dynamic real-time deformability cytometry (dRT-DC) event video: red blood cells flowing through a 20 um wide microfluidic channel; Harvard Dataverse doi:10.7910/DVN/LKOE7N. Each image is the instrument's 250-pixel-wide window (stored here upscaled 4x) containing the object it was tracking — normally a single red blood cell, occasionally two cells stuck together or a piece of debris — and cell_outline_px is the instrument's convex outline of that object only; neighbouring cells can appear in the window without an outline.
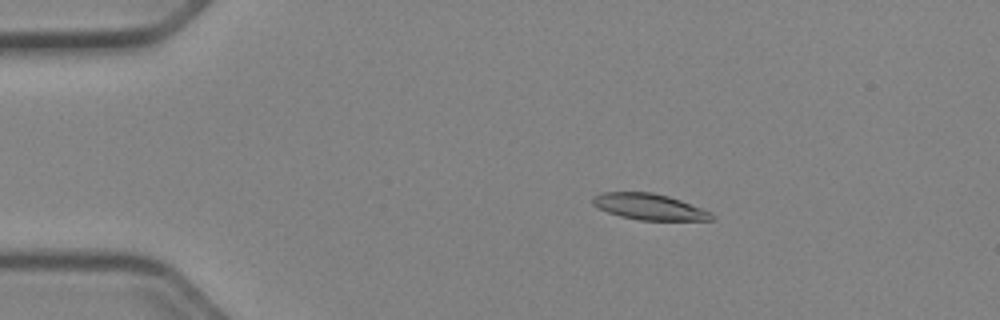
{"species": "Egyptian fruit bat (a non-hibernating species)", "species_latin": "Rousettus aegyptiacus", "temperature_condition": "cold", "stored_images_in_passage": 52, "camera_frame_rate_fps": 3000, "um_per_image_px": 0.085, "animal": {"sex": "female"}, "frame": {"image": 1, "passage_image": 10, "time_ms": 3.0, "image_size_px": [1000, 320], "cell_outline_px": [[712, 220], [640, 220], [620, 216], [608, 212], [592, 204], [592, 196], [604, 192], [652, 192], [668, 196], [680, 200], [712, 212]], "centroid_in_image_um": [55.17, 17.57], "position_along_channel_um": 29.8, "area_um2": 17.92}}
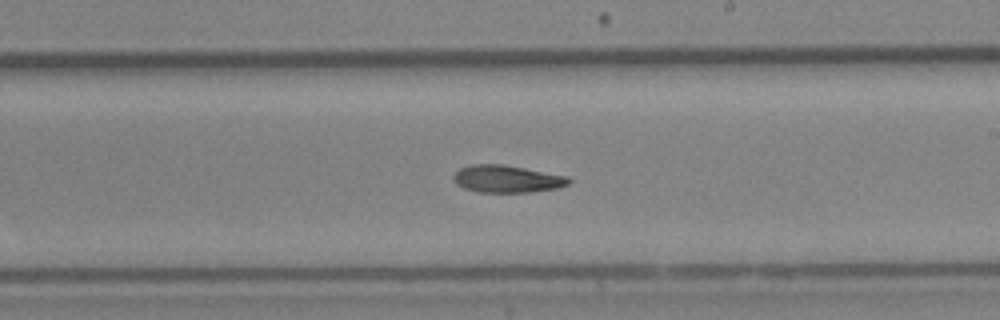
{"frame": {"image": 2, "passage_image": 31, "time_ms": 10.0, "image_size_px": [1000, 320], "cell_outline_px": [[572, 180], [568, 184], [556, 188], [528, 192], [480, 192], [464, 188], [456, 184], [452, 176], [460, 168], [472, 164], [500, 164], [524, 168], [568, 176]], "centroid_in_image_um": [43.08, 15.2], "position_along_channel_um": 245.9, "area_um2": 18.21}}
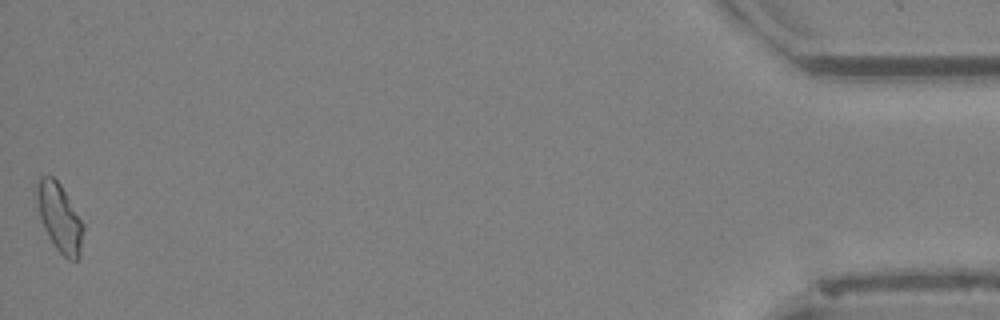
{"frame": {"image": 3, "passage_image": 52, "time_ms": 17.0, "image_size_px": [1000, 320], "cell_outline_px": [[84, 228], [80, 256], [76, 260], [68, 260], [56, 248], [48, 236], [44, 228], [36, 204], [36, 188], [40, 176], [52, 176], [60, 184], [84, 224]], "centroid_in_image_um": [5.06, 18.51], "position_along_channel_um": 430.1, "area_um2": 18.38}, "authors_computed_cell_mechanics": {"area_um2": 18.2359, "velocity_mm_per_s": 3.9423, "shape_relaxation_time_tau1_ms": 9.4882, "shape_relaxation_time_tau2_ms": null, "deformation_change_tau1": 0.2006, "deformation_change_tau2": null}}